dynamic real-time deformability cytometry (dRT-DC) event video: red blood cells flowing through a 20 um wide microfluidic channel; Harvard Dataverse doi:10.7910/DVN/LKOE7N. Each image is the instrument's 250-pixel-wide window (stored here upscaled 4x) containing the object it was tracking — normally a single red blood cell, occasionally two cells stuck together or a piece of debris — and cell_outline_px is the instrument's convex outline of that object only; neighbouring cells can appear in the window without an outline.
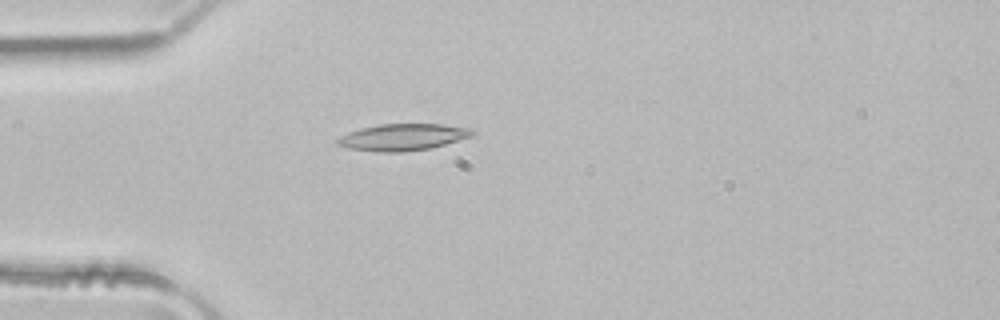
{"species": "common noctule bat (a hibernating species)", "species_latin": "Nyctalus noctula", "temperature_condition": "room temperature", "stored_images_in_passage": 3, "camera_frame_rate_fps": 3000, "um_per_image_px": 0.085, "animal": {"sex": "male", "body_mass_g": 21.5, "forearm_length_mm": 52.0}, "frame": {"image": 1, "passage_image": 3, "time_ms": 0.667, "image_size_px": [1000, 320], "cell_outline_px": [[476, 132], [472, 136], [432, 148], [404, 152], [380, 152], [348, 148], [336, 144], [336, 140], [340, 136], [348, 132], [360, 128], [380, 124], [440, 124], [472, 128]], "centroid_in_image_um": [34.24, 11.66], "position_along_channel_um": 50.8, "area_um2": 21.1}}